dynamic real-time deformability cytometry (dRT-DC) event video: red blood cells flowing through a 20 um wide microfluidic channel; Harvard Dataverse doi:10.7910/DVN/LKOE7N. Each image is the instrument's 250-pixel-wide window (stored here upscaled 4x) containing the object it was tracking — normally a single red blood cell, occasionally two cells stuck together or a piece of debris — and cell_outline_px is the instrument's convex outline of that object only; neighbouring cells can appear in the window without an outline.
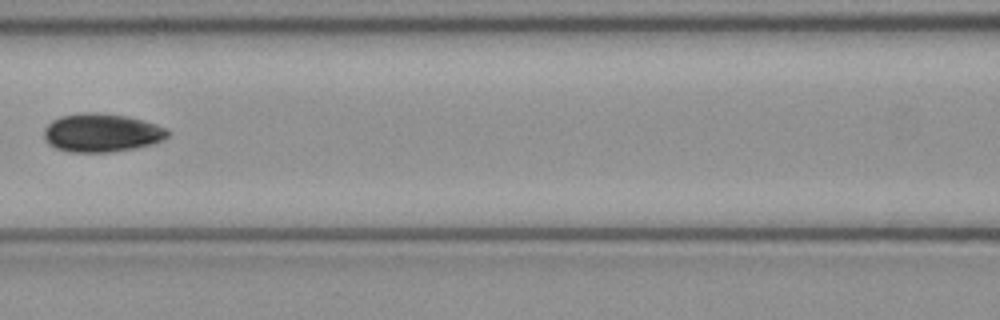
{"species": "common noctule bat (a hibernating species)", "species_latin": "Nyctalus noctula", "temperature_condition": "cold", "stored_images_in_passage": 5, "camera_frame_rate_fps": 3000, "um_per_image_px": 0.085, "animal": {"sex": "female", "body_mass_g": 21.9}, "frame": {"image": 1, "passage_image": 5, "time_ms": 1.333, "image_size_px": [1000, 320], "cell_outline_px": [[172, 132], [164, 140], [152, 144], [132, 148], [108, 152], [68, 152], [56, 148], [48, 144], [44, 140], [44, 128], [52, 120], [60, 116], [80, 112], [96, 112], [124, 116], [144, 120], [168, 128]], "centroid_in_image_um": [8.64, 11.28], "position_along_channel_um": 158.0, "area_um2": 27.98}}